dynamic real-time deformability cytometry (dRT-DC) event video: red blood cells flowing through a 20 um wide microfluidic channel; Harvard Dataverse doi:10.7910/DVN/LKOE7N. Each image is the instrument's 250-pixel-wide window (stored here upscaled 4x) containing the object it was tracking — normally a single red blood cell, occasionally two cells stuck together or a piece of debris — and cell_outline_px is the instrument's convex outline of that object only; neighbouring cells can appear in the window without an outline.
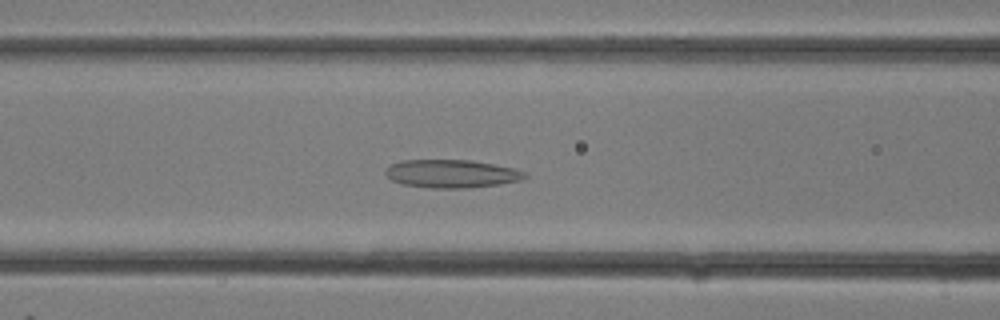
{"species": "common noctule bat (a hibernating species)", "species_latin": "Nyctalus noctula", "temperature_condition": "room temperature", "stored_images_in_passage": 12, "camera_frame_rate_fps": 3000, "um_per_image_px": 0.085, "animal": {"sex": "female"}, "frame": {"image": 1, "passage_image": 10, "time_ms": 3.0, "image_size_px": [1000, 320], "cell_outline_px": [[528, 176], [520, 180], [500, 184], [468, 188], [432, 188], [400, 184], [392, 180], [384, 172], [392, 164], [404, 160], [468, 160], [516, 168], [528, 172]], "centroid_in_image_um": [38.43, 14.77], "position_along_channel_um": 128.2, "area_um2": 22.83}}
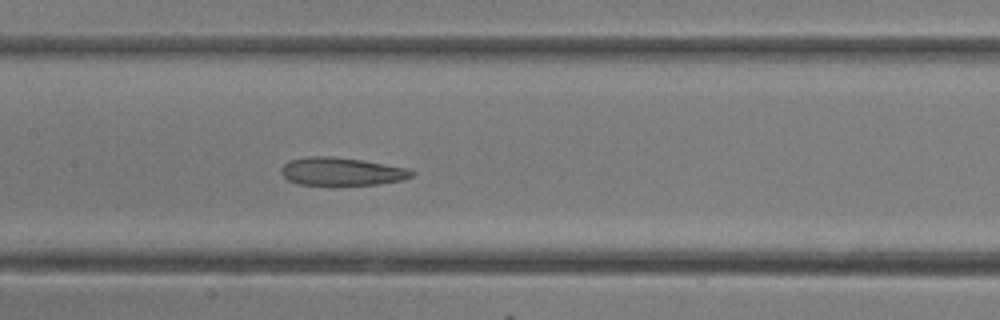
{"frame": {"image": 2, "passage_image": 12, "time_ms": 3.667, "image_size_px": [1000, 320], "cell_outline_px": [[416, 172], [412, 176], [404, 180], [380, 184], [300, 184], [288, 180], [280, 172], [280, 168], [288, 160], [308, 156], [332, 156], [364, 160], [408, 168]], "centroid_in_image_um": [29.05, 14.56], "position_along_channel_um": 178.3, "area_um2": 21.33}}